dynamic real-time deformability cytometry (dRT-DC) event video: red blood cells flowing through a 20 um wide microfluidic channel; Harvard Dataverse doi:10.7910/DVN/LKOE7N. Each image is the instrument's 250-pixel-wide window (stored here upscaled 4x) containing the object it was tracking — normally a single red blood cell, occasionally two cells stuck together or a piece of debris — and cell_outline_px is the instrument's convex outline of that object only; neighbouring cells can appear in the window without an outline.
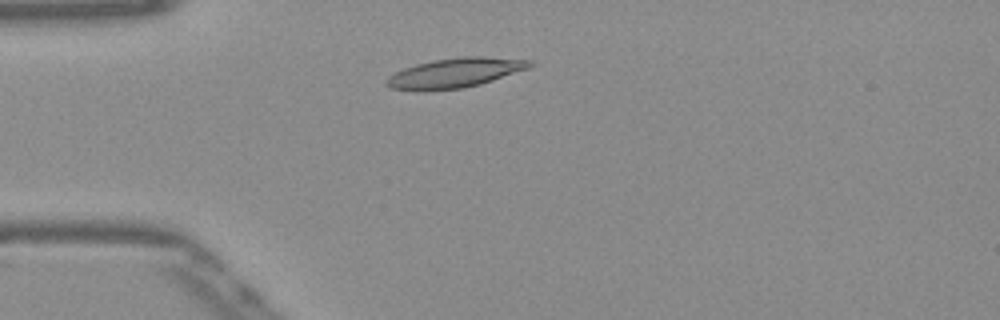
{"species": "Egyptian fruit bat (a non-hibernating species)", "species_latin": "Rousettus aegyptiacus", "temperature_condition": "warm", "stored_images_in_passage": 44, "camera_frame_rate_fps": 3000, "um_per_image_px": 0.085, "frame": {"image": 1, "passage_image": 6, "time_ms": 1.667, "image_size_px": [1000, 320], "cell_outline_px": [[532, 64], [528, 68], [480, 84], [464, 88], [424, 92], [420, 92], [392, 88], [384, 84], [384, 80], [388, 76], [404, 68], [416, 64], [432, 60], [464, 56], [484, 56], [532, 60]], "centroid_in_image_um": [38.6, 6.21], "position_along_channel_um": 46.4, "area_um2": 24.97}}
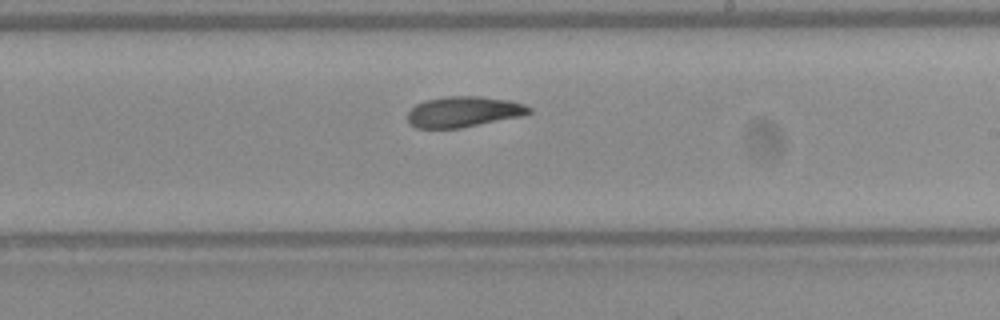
{"frame": {"image": 2, "passage_image": 23, "time_ms": 7.333, "image_size_px": [1000, 320], "cell_outline_px": [[532, 112], [524, 116], [460, 128], [416, 128], [408, 124], [408, 112], [416, 104], [424, 100], [444, 96], [480, 96], [508, 100], [524, 104], [532, 108]], "centroid_in_image_um": [39.41, 9.5], "position_along_channel_um": 249.6, "area_um2": 21.96}}
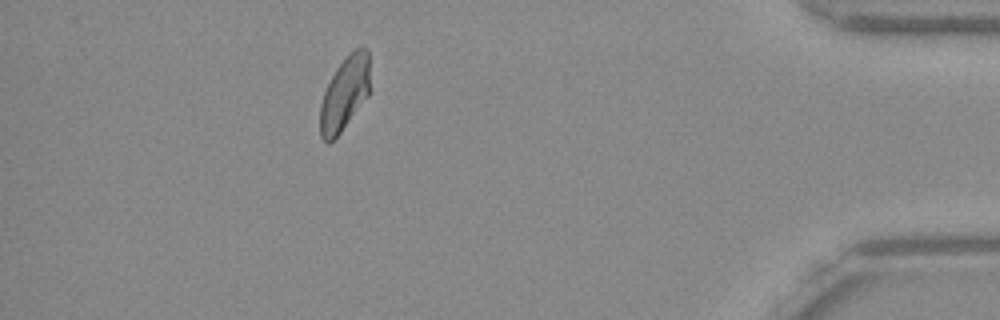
{"frame": {"image": 3, "passage_image": 39, "time_ms": 12.667, "image_size_px": [1000, 320], "cell_outline_px": [[368, 96], [340, 132], [328, 144], [320, 136], [320, 104], [324, 92], [336, 68], [356, 48], [368, 48]], "centroid_in_image_um": [29.27, 7.98], "position_along_channel_um": 405.9, "area_um2": 20.81}, "authors_computed_cell_mechanics": {"area_um2": 22.3975, "velocity_mm_per_s": 3.8646, "shape_relaxation_time_tau1_ms": null, "shape_relaxation_time_tau2_ms": 2.7502, "deformation_change_tau1": null, "deformation_change_tau2": 0.0796}}